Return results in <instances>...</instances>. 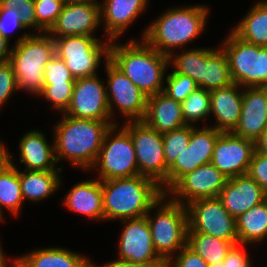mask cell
<instances>
[{"mask_svg": "<svg viewBox=\"0 0 267 267\" xmlns=\"http://www.w3.org/2000/svg\"><path fill=\"white\" fill-rule=\"evenodd\" d=\"M137 159L140 175L156 181L167 194V171L162 134L149 127L144 121H126Z\"/></svg>", "mask_w": 267, "mask_h": 267, "instance_id": "10", "label": "cell"}, {"mask_svg": "<svg viewBox=\"0 0 267 267\" xmlns=\"http://www.w3.org/2000/svg\"><path fill=\"white\" fill-rule=\"evenodd\" d=\"M101 6V22L104 23L107 40H117L146 9L148 0H104Z\"/></svg>", "mask_w": 267, "mask_h": 267, "instance_id": "21", "label": "cell"}, {"mask_svg": "<svg viewBox=\"0 0 267 267\" xmlns=\"http://www.w3.org/2000/svg\"><path fill=\"white\" fill-rule=\"evenodd\" d=\"M101 24L100 3L64 4L57 22L48 32L51 37L93 36Z\"/></svg>", "mask_w": 267, "mask_h": 267, "instance_id": "18", "label": "cell"}, {"mask_svg": "<svg viewBox=\"0 0 267 267\" xmlns=\"http://www.w3.org/2000/svg\"><path fill=\"white\" fill-rule=\"evenodd\" d=\"M103 61L107 73L106 90L111 118L114 114L113 109L117 106L116 109L128 119L126 121H143L147 110L148 96L109 59Z\"/></svg>", "mask_w": 267, "mask_h": 267, "instance_id": "12", "label": "cell"}, {"mask_svg": "<svg viewBox=\"0 0 267 267\" xmlns=\"http://www.w3.org/2000/svg\"><path fill=\"white\" fill-rule=\"evenodd\" d=\"M267 193L248 174L231 177L218 195L226 211L235 219L266 200Z\"/></svg>", "mask_w": 267, "mask_h": 267, "instance_id": "20", "label": "cell"}, {"mask_svg": "<svg viewBox=\"0 0 267 267\" xmlns=\"http://www.w3.org/2000/svg\"><path fill=\"white\" fill-rule=\"evenodd\" d=\"M16 90L18 91V86L12 64L9 61L0 63V107Z\"/></svg>", "mask_w": 267, "mask_h": 267, "instance_id": "41", "label": "cell"}, {"mask_svg": "<svg viewBox=\"0 0 267 267\" xmlns=\"http://www.w3.org/2000/svg\"><path fill=\"white\" fill-rule=\"evenodd\" d=\"M255 151V142L222 132L217 138L211 163L228 179L246 175Z\"/></svg>", "mask_w": 267, "mask_h": 267, "instance_id": "17", "label": "cell"}, {"mask_svg": "<svg viewBox=\"0 0 267 267\" xmlns=\"http://www.w3.org/2000/svg\"><path fill=\"white\" fill-rule=\"evenodd\" d=\"M210 91L198 87L181 102L182 114L186 125H192L210 115Z\"/></svg>", "mask_w": 267, "mask_h": 267, "instance_id": "34", "label": "cell"}, {"mask_svg": "<svg viewBox=\"0 0 267 267\" xmlns=\"http://www.w3.org/2000/svg\"><path fill=\"white\" fill-rule=\"evenodd\" d=\"M243 89L240 119L232 133L255 142L267 127V87Z\"/></svg>", "mask_w": 267, "mask_h": 267, "instance_id": "19", "label": "cell"}, {"mask_svg": "<svg viewBox=\"0 0 267 267\" xmlns=\"http://www.w3.org/2000/svg\"><path fill=\"white\" fill-rule=\"evenodd\" d=\"M15 28L26 29L21 23L19 15L14 11H9V9H0V34L10 41L9 31Z\"/></svg>", "mask_w": 267, "mask_h": 267, "instance_id": "44", "label": "cell"}, {"mask_svg": "<svg viewBox=\"0 0 267 267\" xmlns=\"http://www.w3.org/2000/svg\"><path fill=\"white\" fill-rule=\"evenodd\" d=\"M9 41L0 34V63L8 62L11 55V48L9 49Z\"/></svg>", "mask_w": 267, "mask_h": 267, "instance_id": "47", "label": "cell"}, {"mask_svg": "<svg viewBox=\"0 0 267 267\" xmlns=\"http://www.w3.org/2000/svg\"><path fill=\"white\" fill-rule=\"evenodd\" d=\"M232 84L228 58L223 49L203 48L202 88L211 92Z\"/></svg>", "mask_w": 267, "mask_h": 267, "instance_id": "28", "label": "cell"}, {"mask_svg": "<svg viewBox=\"0 0 267 267\" xmlns=\"http://www.w3.org/2000/svg\"><path fill=\"white\" fill-rule=\"evenodd\" d=\"M64 199L63 203L69 210L89 219L104 220L103 190L99 179L75 184Z\"/></svg>", "mask_w": 267, "mask_h": 267, "instance_id": "25", "label": "cell"}, {"mask_svg": "<svg viewBox=\"0 0 267 267\" xmlns=\"http://www.w3.org/2000/svg\"><path fill=\"white\" fill-rule=\"evenodd\" d=\"M191 125L162 134L164 157L169 168L178 156L185 150L190 141Z\"/></svg>", "mask_w": 267, "mask_h": 267, "instance_id": "35", "label": "cell"}, {"mask_svg": "<svg viewBox=\"0 0 267 267\" xmlns=\"http://www.w3.org/2000/svg\"><path fill=\"white\" fill-rule=\"evenodd\" d=\"M11 260L15 267H96L88 257L60 247L37 249Z\"/></svg>", "mask_w": 267, "mask_h": 267, "instance_id": "26", "label": "cell"}, {"mask_svg": "<svg viewBox=\"0 0 267 267\" xmlns=\"http://www.w3.org/2000/svg\"><path fill=\"white\" fill-rule=\"evenodd\" d=\"M36 30L38 33H48L57 22L64 6V0H34Z\"/></svg>", "mask_w": 267, "mask_h": 267, "instance_id": "36", "label": "cell"}, {"mask_svg": "<svg viewBox=\"0 0 267 267\" xmlns=\"http://www.w3.org/2000/svg\"><path fill=\"white\" fill-rule=\"evenodd\" d=\"M94 76L77 78L72 99L65 115L78 119L114 121L111 119L105 83Z\"/></svg>", "mask_w": 267, "mask_h": 267, "instance_id": "14", "label": "cell"}, {"mask_svg": "<svg viewBox=\"0 0 267 267\" xmlns=\"http://www.w3.org/2000/svg\"><path fill=\"white\" fill-rule=\"evenodd\" d=\"M20 164H24V170L29 171H61L56 168L54 143L47 142L44 133L39 130H31L24 134L19 142ZM58 169V170H57Z\"/></svg>", "mask_w": 267, "mask_h": 267, "instance_id": "22", "label": "cell"}, {"mask_svg": "<svg viewBox=\"0 0 267 267\" xmlns=\"http://www.w3.org/2000/svg\"><path fill=\"white\" fill-rule=\"evenodd\" d=\"M209 267H225V266H224L223 262H219V263L216 262V263L210 265Z\"/></svg>", "mask_w": 267, "mask_h": 267, "instance_id": "52", "label": "cell"}, {"mask_svg": "<svg viewBox=\"0 0 267 267\" xmlns=\"http://www.w3.org/2000/svg\"><path fill=\"white\" fill-rule=\"evenodd\" d=\"M125 226L119 239V258L114 262L148 264L167 262L156 253L146 217L120 220Z\"/></svg>", "mask_w": 267, "mask_h": 267, "instance_id": "16", "label": "cell"}, {"mask_svg": "<svg viewBox=\"0 0 267 267\" xmlns=\"http://www.w3.org/2000/svg\"><path fill=\"white\" fill-rule=\"evenodd\" d=\"M0 9L14 11L20 17L25 28L36 29L35 2L34 0H0Z\"/></svg>", "mask_w": 267, "mask_h": 267, "instance_id": "39", "label": "cell"}, {"mask_svg": "<svg viewBox=\"0 0 267 267\" xmlns=\"http://www.w3.org/2000/svg\"><path fill=\"white\" fill-rule=\"evenodd\" d=\"M227 181L228 178L223 173L212 163H208L184 175L167 192V196L186 206L198 199L218 197Z\"/></svg>", "mask_w": 267, "mask_h": 267, "instance_id": "15", "label": "cell"}, {"mask_svg": "<svg viewBox=\"0 0 267 267\" xmlns=\"http://www.w3.org/2000/svg\"><path fill=\"white\" fill-rule=\"evenodd\" d=\"M141 41L132 39L125 44L111 41L109 60L143 93L151 96L164 91L169 57L160 54L144 39Z\"/></svg>", "mask_w": 267, "mask_h": 267, "instance_id": "2", "label": "cell"}, {"mask_svg": "<svg viewBox=\"0 0 267 267\" xmlns=\"http://www.w3.org/2000/svg\"><path fill=\"white\" fill-rule=\"evenodd\" d=\"M65 81H76L65 62L56 54L44 70V84H59Z\"/></svg>", "mask_w": 267, "mask_h": 267, "instance_id": "40", "label": "cell"}, {"mask_svg": "<svg viewBox=\"0 0 267 267\" xmlns=\"http://www.w3.org/2000/svg\"><path fill=\"white\" fill-rule=\"evenodd\" d=\"M65 4H89V3H99L96 0H64Z\"/></svg>", "mask_w": 267, "mask_h": 267, "instance_id": "50", "label": "cell"}, {"mask_svg": "<svg viewBox=\"0 0 267 267\" xmlns=\"http://www.w3.org/2000/svg\"><path fill=\"white\" fill-rule=\"evenodd\" d=\"M59 172L61 173V171H19L24 201L37 202L54 194L61 186Z\"/></svg>", "mask_w": 267, "mask_h": 267, "instance_id": "27", "label": "cell"}, {"mask_svg": "<svg viewBox=\"0 0 267 267\" xmlns=\"http://www.w3.org/2000/svg\"><path fill=\"white\" fill-rule=\"evenodd\" d=\"M167 86L164 87V93L177 102H183L186 97L198 88L196 82L189 76L171 72L167 74Z\"/></svg>", "mask_w": 267, "mask_h": 267, "instance_id": "38", "label": "cell"}, {"mask_svg": "<svg viewBox=\"0 0 267 267\" xmlns=\"http://www.w3.org/2000/svg\"><path fill=\"white\" fill-rule=\"evenodd\" d=\"M54 127L53 141L57 163L66 159L74 166L82 169H92L107 130L114 121H96L78 119L68 115Z\"/></svg>", "mask_w": 267, "mask_h": 267, "instance_id": "1", "label": "cell"}, {"mask_svg": "<svg viewBox=\"0 0 267 267\" xmlns=\"http://www.w3.org/2000/svg\"><path fill=\"white\" fill-rule=\"evenodd\" d=\"M242 246L237 244L231 248L222 261L225 267H252L251 259Z\"/></svg>", "mask_w": 267, "mask_h": 267, "instance_id": "45", "label": "cell"}, {"mask_svg": "<svg viewBox=\"0 0 267 267\" xmlns=\"http://www.w3.org/2000/svg\"><path fill=\"white\" fill-rule=\"evenodd\" d=\"M232 31L248 43L267 47V0L254 4Z\"/></svg>", "mask_w": 267, "mask_h": 267, "instance_id": "30", "label": "cell"}, {"mask_svg": "<svg viewBox=\"0 0 267 267\" xmlns=\"http://www.w3.org/2000/svg\"><path fill=\"white\" fill-rule=\"evenodd\" d=\"M247 174L267 193V155L254 151Z\"/></svg>", "mask_w": 267, "mask_h": 267, "instance_id": "43", "label": "cell"}, {"mask_svg": "<svg viewBox=\"0 0 267 267\" xmlns=\"http://www.w3.org/2000/svg\"><path fill=\"white\" fill-rule=\"evenodd\" d=\"M167 261V267H209L206 261L187 245Z\"/></svg>", "mask_w": 267, "mask_h": 267, "instance_id": "42", "label": "cell"}, {"mask_svg": "<svg viewBox=\"0 0 267 267\" xmlns=\"http://www.w3.org/2000/svg\"><path fill=\"white\" fill-rule=\"evenodd\" d=\"M96 267H98V266H96ZM103 267H167V262H155V263H148V264H131L128 262L110 261L109 263H107Z\"/></svg>", "mask_w": 267, "mask_h": 267, "instance_id": "46", "label": "cell"}, {"mask_svg": "<svg viewBox=\"0 0 267 267\" xmlns=\"http://www.w3.org/2000/svg\"><path fill=\"white\" fill-rule=\"evenodd\" d=\"M222 132L214 127L191 125L190 141L167 171V192L187 173L211 163L217 138Z\"/></svg>", "mask_w": 267, "mask_h": 267, "instance_id": "13", "label": "cell"}, {"mask_svg": "<svg viewBox=\"0 0 267 267\" xmlns=\"http://www.w3.org/2000/svg\"><path fill=\"white\" fill-rule=\"evenodd\" d=\"M118 125H111L105 133L102 147L92 168L99 167L97 179L100 181L140 175L131 135L123 125L118 129ZM116 131L118 132L115 133Z\"/></svg>", "mask_w": 267, "mask_h": 267, "instance_id": "8", "label": "cell"}, {"mask_svg": "<svg viewBox=\"0 0 267 267\" xmlns=\"http://www.w3.org/2000/svg\"><path fill=\"white\" fill-rule=\"evenodd\" d=\"M76 81H65L59 84H44L42 92L38 96H43L51 102L55 110L64 113L70 105Z\"/></svg>", "mask_w": 267, "mask_h": 267, "instance_id": "37", "label": "cell"}, {"mask_svg": "<svg viewBox=\"0 0 267 267\" xmlns=\"http://www.w3.org/2000/svg\"><path fill=\"white\" fill-rule=\"evenodd\" d=\"M237 244L238 241H226L204 233L187 232V246L200 255L209 266L222 262L231 248Z\"/></svg>", "mask_w": 267, "mask_h": 267, "instance_id": "31", "label": "cell"}, {"mask_svg": "<svg viewBox=\"0 0 267 267\" xmlns=\"http://www.w3.org/2000/svg\"><path fill=\"white\" fill-rule=\"evenodd\" d=\"M23 203L19 170L10 159V164L0 170V221H4L2 207L17 216Z\"/></svg>", "mask_w": 267, "mask_h": 267, "instance_id": "32", "label": "cell"}, {"mask_svg": "<svg viewBox=\"0 0 267 267\" xmlns=\"http://www.w3.org/2000/svg\"><path fill=\"white\" fill-rule=\"evenodd\" d=\"M238 244L250 245L267 239V199L236 219Z\"/></svg>", "mask_w": 267, "mask_h": 267, "instance_id": "29", "label": "cell"}, {"mask_svg": "<svg viewBox=\"0 0 267 267\" xmlns=\"http://www.w3.org/2000/svg\"><path fill=\"white\" fill-rule=\"evenodd\" d=\"M101 185L104 220L145 217L164 195L156 181L143 175L104 180Z\"/></svg>", "mask_w": 267, "mask_h": 267, "instance_id": "3", "label": "cell"}, {"mask_svg": "<svg viewBox=\"0 0 267 267\" xmlns=\"http://www.w3.org/2000/svg\"><path fill=\"white\" fill-rule=\"evenodd\" d=\"M143 121L160 134L186 125L181 103L170 98L164 92L148 96L147 110Z\"/></svg>", "mask_w": 267, "mask_h": 267, "instance_id": "23", "label": "cell"}, {"mask_svg": "<svg viewBox=\"0 0 267 267\" xmlns=\"http://www.w3.org/2000/svg\"><path fill=\"white\" fill-rule=\"evenodd\" d=\"M168 198L167 194L162 195L145 216L150 226L153 247L165 261L187 245L188 230L186 206ZM154 208L157 211L153 217L149 213Z\"/></svg>", "mask_w": 267, "mask_h": 267, "instance_id": "6", "label": "cell"}, {"mask_svg": "<svg viewBox=\"0 0 267 267\" xmlns=\"http://www.w3.org/2000/svg\"><path fill=\"white\" fill-rule=\"evenodd\" d=\"M55 56V42L48 33L24 32L11 47L12 64L18 90L39 95L44 88V70Z\"/></svg>", "mask_w": 267, "mask_h": 267, "instance_id": "5", "label": "cell"}, {"mask_svg": "<svg viewBox=\"0 0 267 267\" xmlns=\"http://www.w3.org/2000/svg\"><path fill=\"white\" fill-rule=\"evenodd\" d=\"M255 151L267 155V127L263 130L259 138L255 141Z\"/></svg>", "mask_w": 267, "mask_h": 267, "instance_id": "48", "label": "cell"}, {"mask_svg": "<svg viewBox=\"0 0 267 267\" xmlns=\"http://www.w3.org/2000/svg\"><path fill=\"white\" fill-rule=\"evenodd\" d=\"M187 232L204 233L221 240L238 241L236 219L223 207L218 197L195 200L186 205Z\"/></svg>", "mask_w": 267, "mask_h": 267, "instance_id": "11", "label": "cell"}, {"mask_svg": "<svg viewBox=\"0 0 267 267\" xmlns=\"http://www.w3.org/2000/svg\"><path fill=\"white\" fill-rule=\"evenodd\" d=\"M207 6L192 5L167 9L144 30V39L160 54L170 56L173 51L185 47L204 31Z\"/></svg>", "mask_w": 267, "mask_h": 267, "instance_id": "4", "label": "cell"}, {"mask_svg": "<svg viewBox=\"0 0 267 267\" xmlns=\"http://www.w3.org/2000/svg\"><path fill=\"white\" fill-rule=\"evenodd\" d=\"M241 87L235 83L230 86L216 89L210 92V114L216 118L214 127L221 132H232L238 125L241 108Z\"/></svg>", "mask_w": 267, "mask_h": 267, "instance_id": "24", "label": "cell"}, {"mask_svg": "<svg viewBox=\"0 0 267 267\" xmlns=\"http://www.w3.org/2000/svg\"><path fill=\"white\" fill-rule=\"evenodd\" d=\"M4 252H3V249H2V246L0 245V267H7L8 266V262L7 259H6V255L4 256Z\"/></svg>", "mask_w": 267, "mask_h": 267, "instance_id": "51", "label": "cell"}, {"mask_svg": "<svg viewBox=\"0 0 267 267\" xmlns=\"http://www.w3.org/2000/svg\"><path fill=\"white\" fill-rule=\"evenodd\" d=\"M171 64L175 68L174 73L189 76L198 87L202 88L203 48L183 51L178 56H175L173 52L169 56V65Z\"/></svg>", "mask_w": 267, "mask_h": 267, "instance_id": "33", "label": "cell"}, {"mask_svg": "<svg viewBox=\"0 0 267 267\" xmlns=\"http://www.w3.org/2000/svg\"><path fill=\"white\" fill-rule=\"evenodd\" d=\"M4 144L0 140V170L6 168L10 164L11 154L7 151Z\"/></svg>", "mask_w": 267, "mask_h": 267, "instance_id": "49", "label": "cell"}, {"mask_svg": "<svg viewBox=\"0 0 267 267\" xmlns=\"http://www.w3.org/2000/svg\"><path fill=\"white\" fill-rule=\"evenodd\" d=\"M221 45L233 83L242 88L267 87V47L248 43L233 31Z\"/></svg>", "mask_w": 267, "mask_h": 267, "instance_id": "7", "label": "cell"}, {"mask_svg": "<svg viewBox=\"0 0 267 267\" xmlns=\"http://www.w3.org/2000/svg\"><path fill=\"white\" fill-rule=\"evenodd\" d=\"M55 54L65 62L75 79L94 76L104 57L109 59L111 41L101 42L95 36L72 35L53 37Z\"/></svg>", "mask_w": 267, "mask_h": 267, "instance_id": "9", "label": "cell"}]
</instances>
